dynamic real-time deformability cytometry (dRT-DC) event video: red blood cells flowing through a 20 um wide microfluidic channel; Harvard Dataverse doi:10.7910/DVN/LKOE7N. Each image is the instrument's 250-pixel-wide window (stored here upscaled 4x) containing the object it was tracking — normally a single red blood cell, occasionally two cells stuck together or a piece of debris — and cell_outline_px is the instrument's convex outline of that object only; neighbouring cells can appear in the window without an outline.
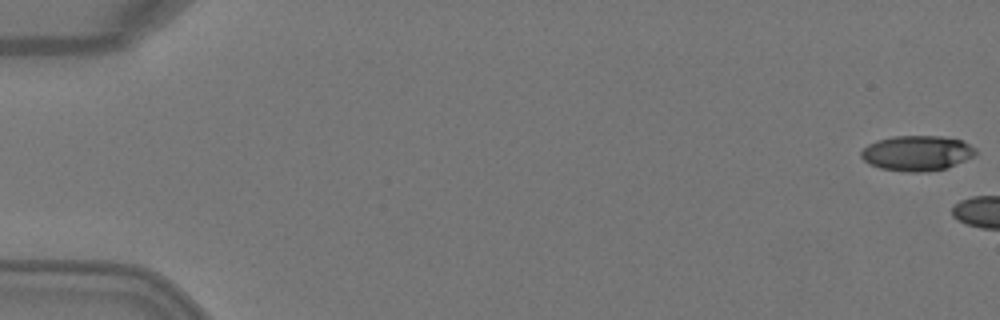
{"species": "Egyptian fruit bat (a non-hibernating species)", "species_latin": "Rousettus aegyptiacus", "temperature_condition": "warm", "stored_images_in_passage": 2, "camera_frame_rate_fps": 3000, "um_per_image_px": 0.085, "animal": {"sex": "female"}, "frame": {"image": 1, "passage_image": 1, "time_ms": 0.0, "image_size_px": [1000, 320], "cell_outline_px": [[976, 156], [948, 168], [924, 172], [908, 172], [880, 168], [868, 164], [860, 156], [860, 152], [868, 144], [876, 140], [892, 136], [940, 136], [960, 140], [976, 148]], "centroid_in_image_um": [77.94, 13.02], "position_along_channel_um": 7.1, "area_um2": 23.7}}